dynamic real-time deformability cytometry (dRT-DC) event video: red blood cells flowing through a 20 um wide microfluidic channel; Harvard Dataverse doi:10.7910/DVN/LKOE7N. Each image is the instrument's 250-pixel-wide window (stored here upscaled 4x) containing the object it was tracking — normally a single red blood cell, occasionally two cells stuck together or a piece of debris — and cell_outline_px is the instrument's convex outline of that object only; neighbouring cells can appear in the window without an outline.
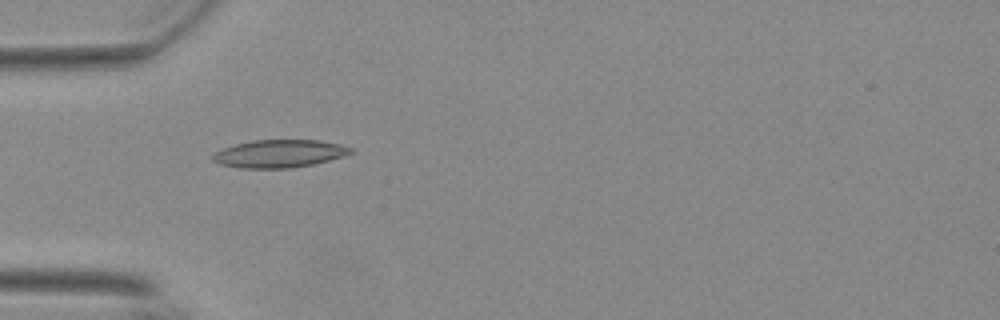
{"species": "Egyptian fruit bat (a non-hibernating species)", "species_latin": "Rousettus aegyptiacus", "temperature_condition": "warm", "stored_images_in_passage": 11, "camera_frame_rate_fps": 3000, "um_per_image_px": 0.085, "animal": {"sex": "female"}, "frame": {"image": 1, "passage_image": 1, "time_ms": 0.0, "image_size_px": [1000, 320], "cell_outline_px": [[356, 152], [344, 156], [312, 164], [292, 168], [240, 168], [220, 164], [212, 160], [212, 156], [216, 152], [224, 148], [236, 144], [252, 140], [320, 140], [340, 144], [352, 148]], "centroid_in_image_um": [23.77, 13.06], "position_along_channel_um": 61.2, "area_um2": 22.31}}
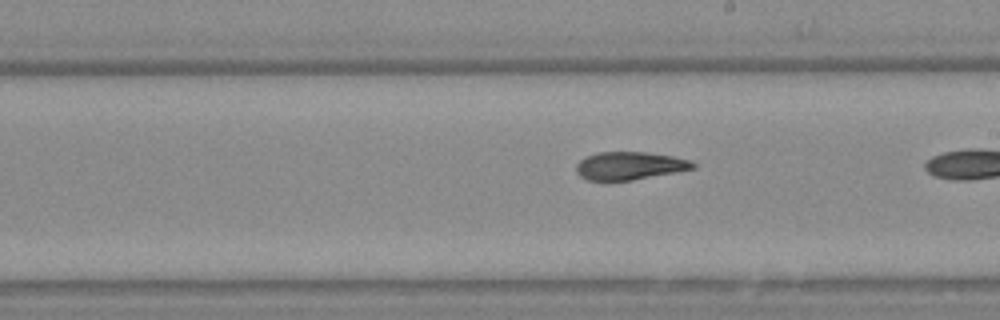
{"frame": {"image": 2, "passage_image": 10, "time_ms": 3.0, "image_size_px": [1000, 320], "cell_outline_px": [[696, 168], [676, 172], [632, 180], [588, 180], [580, 176], [576, 172], [576, 164], [580, 160], [596, 152], [648, 152], [672, 156], [692, 160], [696, 164]], "centroid_in_image_um": [53.54, 14.08], "position_along_channel_um": 235.5, "area_um2": 19.02}}